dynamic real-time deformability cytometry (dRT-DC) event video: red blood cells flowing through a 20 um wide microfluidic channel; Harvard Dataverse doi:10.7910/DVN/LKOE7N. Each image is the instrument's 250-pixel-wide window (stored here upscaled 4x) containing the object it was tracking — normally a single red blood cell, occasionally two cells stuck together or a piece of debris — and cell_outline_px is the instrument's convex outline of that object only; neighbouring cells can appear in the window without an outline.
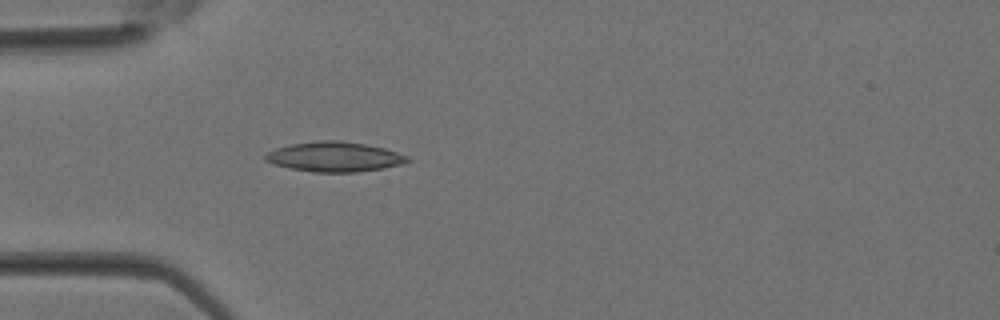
{"species": "Egyptian fruit bat (a non-hibernating species)", "species_latin": "Rousettus aegyptiacus", "temperature_condition": "room temperature", "stored_images_in_passage": 31, "camera_frame_rate_fps": 3000, "um_per_image_px": 0.085, "animal": {"sex": "female"}, "frame": {"image": 1, "passage_image": 7, "time_ms": 2.0, "image_size_px": [1000, 320], "cell_outline_px": [[412, 160], [404, 164], [384, 168], [356, 172], [312, 172], [272, 164], [264, 160], [264, 156], [268, 152], [276, 148], [292, 144], [320, 140], [340, 140], [364, 144], [384, 148], [408, 156]], "centroid_in_image_um": [28.45, 13.33], "position_along_channel_um": 56.6, "area_um2": 24.74}}
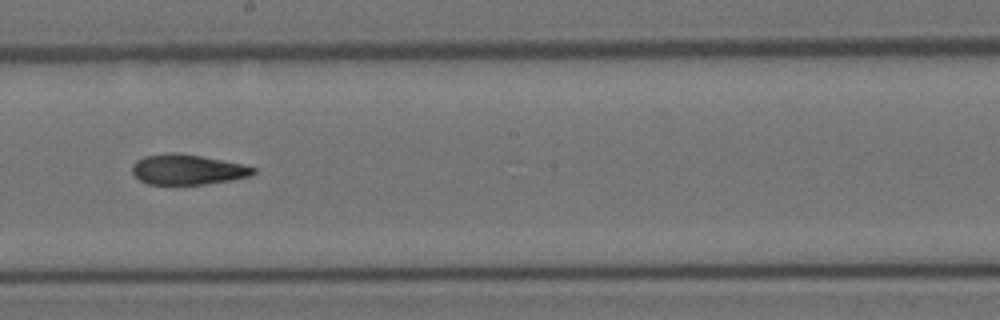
{"frame": {"image": 2, "passage_image": 17, "time_ms": 5.333, "image_size_px": [1000, 320], "cell_outline_px": [[256, 172], [252, 176], [232, 180], [204, 184], [148, 184], [140, 180], [132, 172], [132, 164], [136, 160], [144, 156], [172, 152], [200, 156], [240, 164], [256, 168]], "centroid_in_image_um": [15.93, 14.42], "position_along_channel_um": 232.3, "area_um2": 21.15}}
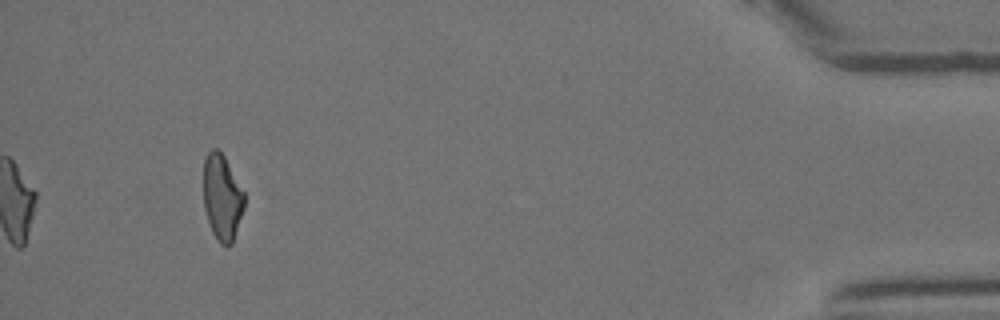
{"frame": {"image": 3, "passage_image": 31, "time_ms": 10.0, "image_size_px": [1000, 320], "cell_outline_px": [[244, 208], [232, 244], [228, 248], [220, 244], [216, 240], [212, 232], [204, 208], [204, 156], [212, 148], [216, 148], [224, 156], [244, 192]], "centroid_in_image_um": [18.87, 16.81], "position_along_channel_um": 416.3, "area_um2": 20.46}}